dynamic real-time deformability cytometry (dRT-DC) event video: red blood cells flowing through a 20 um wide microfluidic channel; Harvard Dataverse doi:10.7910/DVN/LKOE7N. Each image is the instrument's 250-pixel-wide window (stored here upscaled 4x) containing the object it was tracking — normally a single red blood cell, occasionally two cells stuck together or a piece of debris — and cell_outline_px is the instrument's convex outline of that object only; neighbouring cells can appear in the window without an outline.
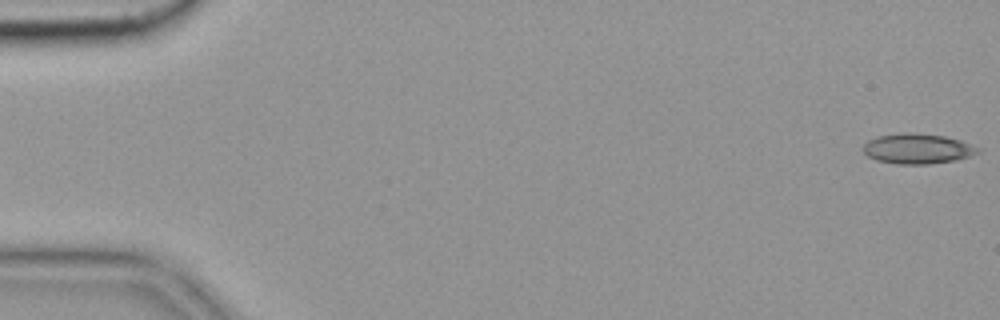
{"species": "common noctule bat (a hibernating species)", "species_latin": "Nyctalus noctula", "temperature_condition": "cold", "stored_images_in_passage": 57, "camera_frame_rate_fps": 3000, "um_per_image_px": 0.085, "animal": {"sex": "female", "body_mass_g": 19.9}, "frame": {"image": 1, "passage_image": 1, "time_ms": 0.0, "image_size_px": [1000, 320], "cell_outline_px": [[980, 152], [956, 160], [928, 164], [896, 164], [876, 160], [868, 156], [864, 152], [864, 144], [868, 140], [876, 136], [904, 132], [944, 136], [960, 140], [980, 148]], "centroid_in_image_um": [77.97, 12.64], "position_along_channel_um": 7.0, "area_um2": 20.06}}
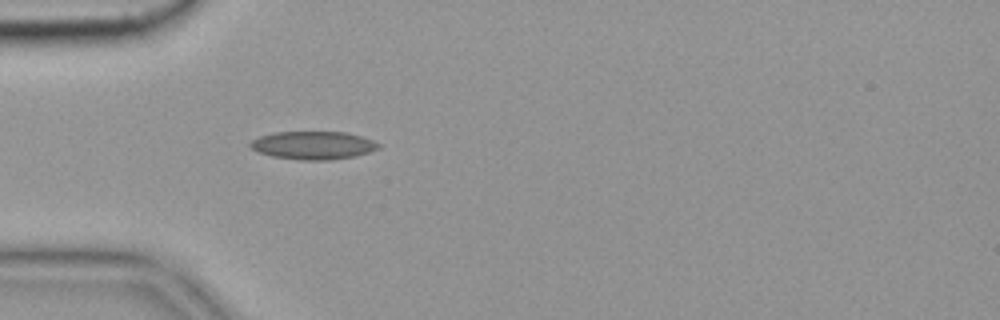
{"frame": {"image": 2, "passage_image": 17, "time_ms": 5.333, "image_size_px": [1000, 320], "cell_outline_px": [[380, 148], [356, 156], [332, 160], [300, 160], [272, 156], [260, 152], [252, 148], [248, 144], [252, 140], [260, 136], [276, 132], [344, 132], [360, 136], [372, 140], [380, 144]], "centroid_in_image_um": [26.63, 12.35], "position_along_channel_um": 58.4, "area_um2": 20.87}, "authors_computed_cell_mechanics": {"area_um2": 19.4208, "velocity_mm_per_s": 3.5957, "shape_relaxation_time_tau1_ms": null, "shape_relaxation_time_tau2_ms": 4.6118, "deformation_change_tau1": null, "deformation_change_tau2": 0.1233}}